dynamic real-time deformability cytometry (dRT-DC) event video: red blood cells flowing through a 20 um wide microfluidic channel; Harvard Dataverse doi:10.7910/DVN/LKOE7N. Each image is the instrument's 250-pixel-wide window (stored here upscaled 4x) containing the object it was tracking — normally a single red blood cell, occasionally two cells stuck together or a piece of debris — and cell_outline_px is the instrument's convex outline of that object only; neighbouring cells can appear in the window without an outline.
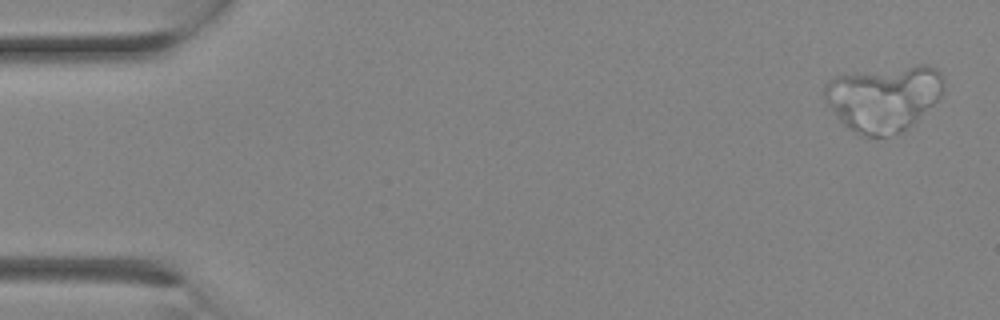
{"species": "Egyptian fruit bat (a non-hibernating species)", "species_latin": "Rousettus aegyptiacus", "temperature_condition": "room temperature", "stored_images_in_passage": 14, "camera_frame_rate_fps": 3000, "um_per_image_px": 0.085, "animal": {"sex": "female"}, "frame": {"image": 1, "passage_image": 1, "time_ms": 0.0, "image_size_px": [1000, 320], "cell_outline_px": [[944, 84], [940, 96], [912, 124], [900, 132], [884, 136], [864, 136], [848, 128], [836, 116], [824, 100], [824, 84], [828, 80], [836, 76], [916, 64], [928, 64], [936, 68], [944, 76]], "centroid_in_image_um": [75.11, 8.32], "position_along_channel_um": 9.9, "area_um2": 45.43}}
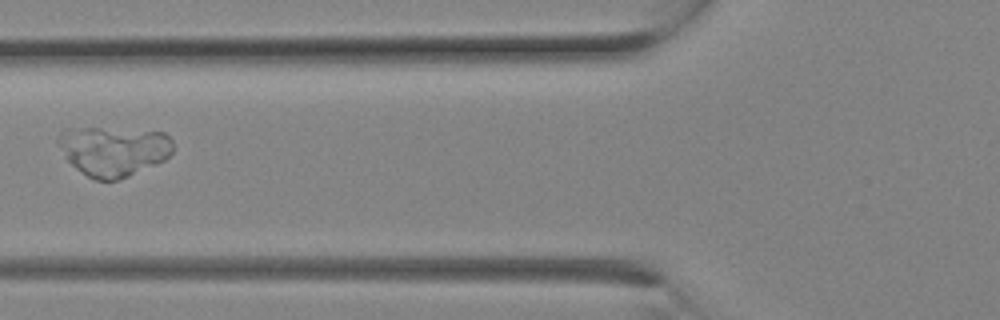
{"frame": {"image": 2, "passage_image": 10, "time_ms": 3.0, "image_size_px": [1000, 320], "cell_outline_px": [[172, 152], [164, 160], [128, 176], [116, 180], [96, 180], [88, 176], [76, 168], [64, 156], [56, 144], [56, 140], [60, 132], [64, 128], [100, 128], [164, 132], [172, 140]], "centroid_in_image_um": [9.6, 12.82], "position_along_channel_um": 116.2, "area_um2": 33.12}}
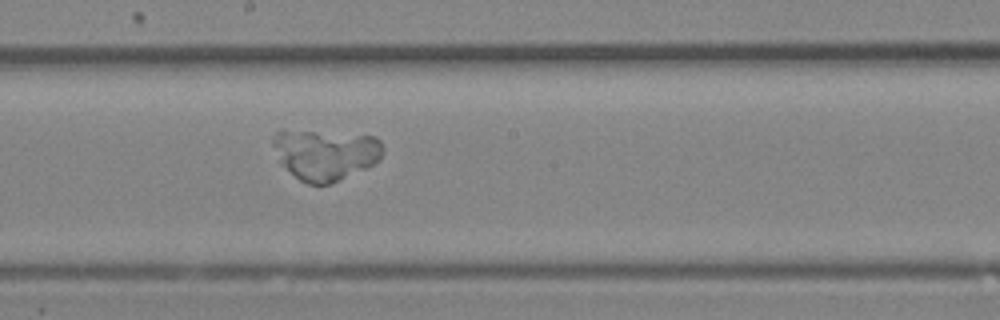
{"frame": {"image": 3, "passage_image": 14, "time_ms": 4.333, "image_size_px": [1000, 320], "cell_outline_px": [[384, 152], [372, 164], [364, 168], [328, 184], [308, 184], [300, 180], [280, 160], [272, 144], [272, 136], [276, 132], [284, 128], [376, 136], [380, 140], [384, 148]], "centroid_in_image_um": [27.63, 13.06], "position_along_channel_um": 220.6, "area_um2": 32.25}}